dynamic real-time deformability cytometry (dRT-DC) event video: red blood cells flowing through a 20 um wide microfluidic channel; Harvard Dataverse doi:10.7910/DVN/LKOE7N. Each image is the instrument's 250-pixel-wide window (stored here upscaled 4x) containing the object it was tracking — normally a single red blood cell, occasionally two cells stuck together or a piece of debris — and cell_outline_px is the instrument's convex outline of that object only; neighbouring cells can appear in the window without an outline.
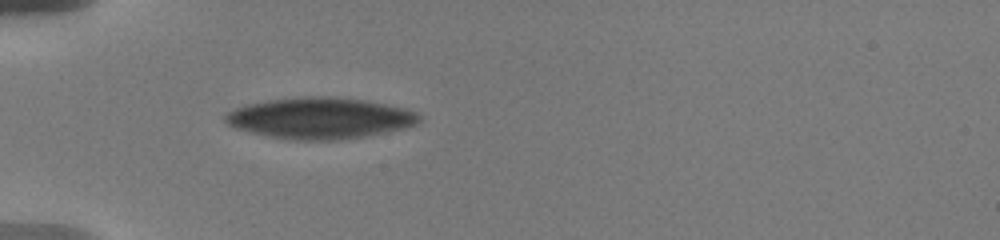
{"species": "human", "species_latin": "Homo sapiens", "temperature_condition": "warm", "stored_images_in_passage": 4, "camera_frame_rate_fps": 3000, "um_per_image_px": 0.085, "donor": {"sex": "male"}, "frame": {"image": 1, "passage_image": 1, "time_ms": 0.0, "image_size_px": [1000, 240], "cell_outline_px": [[420, 120], [416, 124], [404, 128], [388, 132], [364, 136], [336, 140], [300, 140], [272, 136], [252, 132], [236, 128], [228, 124], [224, 120], [224, 116], [228, 112], [244, 104], [268, 100], [296, 96], [332, 96], [368, 100], [408, 108], [416, 112], [420, 116]], "centroid_in_image_um": [27.24, 10.01], "position_along_channel_um": 57.8, "area_um2": 46.7}}